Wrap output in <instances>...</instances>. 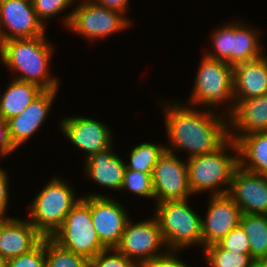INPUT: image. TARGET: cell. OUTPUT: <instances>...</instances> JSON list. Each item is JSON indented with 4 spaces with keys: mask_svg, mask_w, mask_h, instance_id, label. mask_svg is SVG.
<instances>
[{
    "mask_svg": "<svg viewBox=\"0 0 267 267\" xmlns=\"http://www.w3.org/2000/svg\"><path fill=\"white\" fill-rule=\"evenodd\" d=\"M8 174L2 168H0V220L12 219V217L6 216V210L9 199V186H8Z\"/></svg>",
    "mask_w": 267,
    "mask_h": 267,
    "instance_id": "836d02e7",
    "label": "cell"
},
{
    "mask_svg": "<svg viewBox=\"0 0 267 267\" xmlns=\"http://www.w3.org/2000/svg\"><path fill=\"white\" fill-rule=\"evenodd\" d=\"M208 204L205 219H201L202 248L216 244L240 226L242 217V211L228 194L211 196Z\"/></svg>",
    "mask_w": 267,
    "mask_h": 267,
    "instance_id": "9a60e30c",
    "label": "cell"
},
{
    "mask_svg": "<svg viewBox=\"0 0 267 267\" xmlns=\"http://www.w3.org/2000/svg\"><path fill=\"white\" fill-rule=\"evenodd\" d=\"M234 101L235 109L228 116L230 139L237 142L242 136L267 131V94Z\"/></svg>",
    "mask_w": 267,
    "mask_h": 267,
    "instance_id": "ac0fdd59",
    "label": "cell"
},
{
    "mask_svg": "<svg viewBox=\"0 0 267 267\" xmlns=\"http://www.w3.org/2000/svg\"><path fill=\"white\" fill-rule=\"evenodd\" d=\"M90 267H139L133 260L121 254L116 248L99 252L90 259Z\"/></svg>",
    "mask_w": 267,
    "mask_h": 267,
    "instance_id": "f546056e",
    "label": "cell"
},
{
    "mask_svg": "<svg viewBox=\"0 0 267 267\" xmlns=\"http://www.w3.org/2000/svg\"><path fill=\"white\" fill-rule=\"evenodd\" d=\"M45 267H90V259L60 247L45 237Z\"/></svg>",
    "mask_w": 267,
    "mask_h": 267,
    "instance_id": "484cf974",
    "label": "cell"
},
{
    "mask_svg": "<svg viewBox=\"0 0 267 267\" xmlns=\"http://www.w3.org/2000/svg\"><path fill=\"white\" fill-rule=\"evenodd\" d=\"M76 0H32L37 18L44 24L47 20L65 12L69 6H74Z\"/></svg>",
    "mask_w": 267,
    "mask_h": 267,
    "instance_id": "f1b7e54d",
    "label": "cell"
},
{
    "mask_svg": "<svg viewBox=\"0 0 267 267\" xmlns=\"http://www.w3.org/2000/svg\"><path fill=\"white\" fill-rule=\"evenodd\" d=\"M217 244L225 250L234 251L236 253H250V245L248 236L245 234L241 226L232 229Z\"/></svg>",
    "mask_w": 267,
    "mask_h": 267,
    "instance_id": "1f68e13d",
    "label": "cell"
},
{
    "mask_svg": "<svg viewBox=\"0 0 267 267\" xmlns=\"http://www.w3.org/2000/svg\"><path fill=\"white\" fill-rule=\"evenodd\" d=\"M0 94V114L6 119L21 114L44 90L36 84L13 79Z\"/></svg>",
    "mask_w": 267,
    "mask_h": 267,
    "instance_id": "7402d4cb",
    "label": "cell"
},
{
    "mask_svg": "<svg viewBox=\"0 0 267 267\" xmlns=\"http://www.w3.org/2000/svg\"><path fill=\"white\" fill-rule=\"evenodd\" d=\"M112 147L98 152L85 160V177L103 188L104 186L113 190H120L124 173L126 170L125 162L112 151Z\"/></svg>",
    "mask_w": 267,
    "mask_h": 267,
    "instance_id": "44dd1931",
    "label": "cell"
},
{
    "mask_svg": "<svg viewBox=\"0 0 267 267\" xmlns=\"http://www.w3.org/2000/svg\"><path fill=\"white\" fill-rule=\"evenodd\" d=\"M156 204L167 200H184L192 196L187 163L165 150L152 173Z\"/></svg>",
    "mask_w": 267,
    "mask_h": 267,
    "instance_id": "8fae6325",
    "label": "cell"
},
{
    "mask_svg": "<svg viewBox=\"0 0 267 267\" xmlns=\"http://www.w3.org/2000/svg\"><path fill=\"white\" fill-rule=\"evenodd\" d=\"M153 218L126 224L120 243L116 249L127 258L133 260L138 266L143 262L151 260L156 256L165 254L168 249L163 251L166 243L163 239L158 221ZM162 251L159 252V250Z\"/></svg>",
    "mask_w": 267,
    "mask_h": 267,
    "instance_id": "30bf717a",
    "label": "cell"
},
{
    "mask_svg": "<svg viewBox=\"0 0 267 267\" xmlns=\"http://www.w3.org/2000/svg\"><path fill=\"white\" fill-rule=\"evenodd\" d=\"M62 134L83 153L85 160L98 152L111 147V129L103 122L88 117H66L60 121Z\"/></svg>",
    "mask_w": 267,
    "mask_h": 267,
    "instance_id": "5bb4252c",
    "label": "cell"
},
{
    "mask_svg": "<svg viewBox=\"0 0 267 267\" xmlns=\"http://www.w3.org/2000/svg\"><path fill=\"white\" fill-rule=\"evenodd\" d=\"M234 100H245L267 94V57L237 63L233 66Z\"/></svg>",
    "mask_w": 267,
    "mask_h": 267,
    "instance_id": "ffe728a7",
    "label": "cell"
},
{
    "mask_svg": "<svg viewBox=\"0 0 267 267\" xmlns=\"http://www.w3.org/2000/svg\"><path fill=\"white\" fill-rule=\"evenodd\" d=\"M59 89L44 90L21 114L7 120L9 136L18 149L44 124Z\"/></svg>",
    "mask_w": 267,
    "mask_h": 267,
    "instance_id": "e0dca14e",
    "label": "cell"
},
{
    "mask_svg": "<svg viewBox=\"0 0 267 267\" xmlns=\"http://www.w3.org/2000/svg\"><path fill=\"white\" fill-rule=\"evenodd\" d=\"M236 144L239 166L252 173L267 175V131L242 136Z\"/></svg>",
    "mask_w": 267,
    "mask_h": 267,
    "instance_id": "603a6c76",
    "label": "cell"
},
{
    "mask_svg": "<svg viewBox=\"0 0 267 267\" xmlns=\"http://www.w3.org/2000/svg\"><path fill=\"white\" fill-rule=\"evenodd\" d=\"M45 36L3 41L0 60L13 73H21L14 79L36 84L43 90L59 89L58 79L49 71L53 49Z\"/></svg>",
    "mask_w": 267,
    "mask_h": 267,
    "instance_id": "7a4b0ae2",
    "label": "cell"
},
{
    "mask_svg": "<svg viewBox=\"0 0 267 267\" xmlns=\"http://www.w3.org/2000/svg\"><path fill=\"white\" fill-rule=\"evenodd\" d=\"M165 150V145L150 142L136 145L130 152V161L125 164L126 169L153 173L154 166Z\"/></svg>",
    "mask_w": 267,
    "mask_h": 267,
    "instance_id": "d4e9b609",
    "label": "cell"
},
{
    "mask_svg": "<svg viewBox=\"0 0 267 267\" xmlns=\"http://www.w3.org/2000/svg\"><path fill=\"white\" fill-rule=\"evenodd\" d=\"M251 267H267V264L263 260H254Z\"/></svg>",
    "mask_w": 267,
    "mask_h": 267,
    "instance_id": "8d00e7d4",
    "label": "cell"
},
{
    "mask_svg": "<svg viewBox=\"0 0 267 267\" xmlns=\"http://www.w3.org/2000/svg\"><path fill=\"white\" fill-rule=\"evenodd\" d=\"M154 217L158 221L166 249L178 250L202 246L201 217L188 200H167L155 204Z\"/></svg>",
    "mask_w": 267,
    "mask_h": 267,
    "instance_id": "277c9868",
    "label": "cell"
},
{
    "mask_svg": "<svg viewBox=\"0 0 267 267\" xmlns=\"http://www.w3.org/2000/svg\"><path fill=\"white\" fill-rule=\"evenodd\" d=\"M164 104V124L170 140L166 150L169 152L186 151V158L209 154L217 151L230 139L228 116L219 117L212 109L197 110L196 106H187L186 103Z\"/></svg>",
    "mask_w": 267,
    "mask_h": 267,
    "instance_id": "6da1fadb",
    "label": "cell"
},
{
    "mask_svg": "<svg viewBox=\"0 0 267 267\" xmlns=\"http://www.w3.org/2000/svg\"><path fill=\"white\" fill-rule=\"evenodd\" d=\"M230 150H233L235 156L229 154ZM186 163L189 187L193 195L208 190L211 196L225 195L228 193L233 174L239 167L237 144L229 139L217 151L190 157Z\"/></svg>",
    "mask_w": 267,
    "mask_h": 267,
    "instance_id": "3957f363",
    "label": "cell"
},
{
    "mask_svg": "<svg viewBox=\"0 0 267 267\" xmlns=\"http://www.w3.org/2000/svg\"><path fill=\"white\" fill-rule=\"evenodd\" d=\"M86 196H90L91 220L99 240L106 249L116 248L130 220L128 213L112 197L96 193Z\"/></svg>",
    "mask_w": 267,
    "mask_h": 267,
    "instance_id": "7c38bea8",
    "label": "cell"
},
{
    "mask_svg": "<svg viewBox=\"0 0 267 267\" xmlns=\"http://www.w3.org/2000/svg\"><path fill=\"white\" fill-rule=\"evenodd\" d=\"M50 238L60 247L88 259L106 249L91 220L90 196L81 197Z\"/></svg>",
    "mask_w": 267,
    "mask_h": 267,
    "instance_id": "52a82bcc",
    "label": "cell"
},
{
    "mask_svg": "<svg viewBox=\"0 0 267 267\" xmlns=\"http://www.w3.org/2000/svg\"><path fill=\"white\" fill-rule=\"evenodd\" d=\"M43 238L28 218L0 220V255L7 260L31 251Z\"/></svg>",
    "mask_w": 267,
    "mask_h": 267,
    "instance_id": "d6986e66",
    "label": "cell"
},
{
    "mask_svg": "<svg viewBox=\"0 0 267 267\" xmlns=\"http://www.w3.org/2000/svg\"><path fill=\"white\" fill-rule=\"evenodd\" d=\"M120 190H128L140 197L155 199L152 173L126 169Z\"/></svg>",
    "mask_w": 267,
    "mask_h": 267,
    "instance_id": "83f0119b",
    "label": "cell"
},
{
    "mask_svg": "<svg viewBox=\"0 0 267 267\" xmlns=\"http://www.w3.org/2000/svg\"><path fill=\"white\" fill-rule=\"evenodd\" d=\"M192 88L190 103L187 105H208L215 110V107L229 102L226 114L229 116L234 111L233 65L204 54Z\"/></svg>",
    "mask_w": 267,
    "mask_h": 267,
    "instance_id": "8992f818",
    "label": "cell"
},
{
    "mask_svg": "<svg viewBox=\"0 0 267 267\" xmlns=\"http://www.w3.org/2000/svg\"><path fill=\"white\" fill-rule=\"evenodd\" d=\"M15 150L16 148L13 146L9 136L7 120L0 114V156L7 157Z\"/></svg>",
    "mask_w": 267,
    "mask_h": 267,
    "instance_id": "e575fe53",
    "label": "cell"
},
{
    "mask_svg": "<svg viewBox=\"0 0 267 267\" xmlns=\"http://www.w3.org/2000/svg\"><path fill=\"white\" fill-rule=\"evenodd\" d=\"M209 267H251L254 259L250 253H236L222 249L217 243L204 247Z\"/></svg>",
    "mask_w": 267,
    "mask_h": 267,
    "instance_id": "4316f807",
    "label": "cell"
},
{
    "mask_svg": "<svg viewBox=\"0 0 267 267\" xmlns=\"http://www.w3.org/2000/svg\"><path fill=\"white\" fill-rule=\"evenodd\" d=\"M258 34L256 29L240 21L225 23L211 34L214 51L205 52V55L233 66L258 59L264 55Z\"/></svg>",
    "mask_w": 267,
    "mask_h": 267,
    "instance_id": "ba28073f",
    "label": "cell"
},
{
    "mask_svg": "<svg viewBox=\"0 0 267 267\" xmlns=\"http://www.w3.org/2000/svg\"><path fill=\"white\" fill-rule=\"evenodd\" d=\"M32 0H0V44L6 40L46 35Z\"/></svg>",
    "mask_w": 267,
    "mask_h": 267,
    "instance_id": "4fadbf2b",
    "label": "cell"
},
{
    "mask_svg": "<svg viewBox=\"0 0 267 267\" xmlns=\"http://www.w3.org/2000/svg\"><path fill=\"white\" fill-rule=\"evenodd\" d=\"M7 267H45V237L31 251L8 260Z\"/></svg>",
    "mask_w": 267,
    "mask_h": 267,
    "instance_id": "4dcf8cb0",
    "label": "cell"
},
{
    "mask_svg": "<svg viewBox=\"0 0 267 267\" xmlns=\"http://www.w3.org/2000/svg\"><path fill=\"white\" fill-rule=\"evenodd\" d=\"M227 194L242 214H267V175L252 173L239 166Z\"/></svg>",
    "mask_w": 267,
    "mask_h": 267,
    "instance_id": "2e32d148",
    "label": "cell"
},
{
    "mask_svg": "<svg viewBox=\"0 0 267 267\" xmlns=\"http://www.w3.org/2000/svg\"><path fill=\"white\" fill-rule=\"evenodd\" d=\"M240 226L248 236L252 258L263 260L267 256V214H242Z\"/></svg>",
    "mask_w": 267,
    "mask_h": 267,
    "instance_id": "cb8c5ba5",
    "label": "cell"
},
{
    "mask_svg": "<svg viewBox=\"0 0 267 267\" xmlns=\"http://www.w3.org/2000/svg\"><path fill=\"white\" fill-rule=\"evenodd\" d=\"M63 18L68 29L90 41L107 38L131 25V21L124 14L99 6L92 0H80Z\"/></svg>",
    "mask_w": 267,
    "mask_h": 267,
    "instance_id": "9c48e42d",
    "label": "cell"
},
{
    "mask_svg": "<svg viewBox=\"0 0 267 267\" xmlns=\"http://www.w3.org/2000/svg\"><path fill=\"white\" fill-rule=\"evenodd\" d=\"M263 261L267 264V256L263 259Z\"/></svg>",
    "mask_w": 267,
    "mask_h": 267,
    "instance_id": "f35d334b",
    "label": "cell"
},
{
    "mask_svg": "<svg viewBox=\"0 0 267 267\" xmlns=\"http://www.w3.org/2000/svg\"><path fill=\"white\" fill-rule=\"evenodd\" d=\"M177 252L178 250H168L165 254L143 262L139 267H190L177 257Z\"/></svg>",
    "mask_w": 267,
    "mask_h": 267,
    "instance_id": "d6a6232c",
    "label": "cell"
},
{
    "mask_svg": "<svg viewBox=\"0 0 267 267\" xmlns=\"http://www.w3.org/2000/svg\"><path fill=\"white\" fill-rule=\"evenodd\" d=\"M92 1L97 5L105 7L109 10L125 14V16L129 5V0H92Z\"/></svg>",
    "mask_w": 267,
    "mask_h": 267,
    "instance_id": "d590c367",
    "label": "cell"
},
{
    "mask_svg": "<svg viewBox=\"0 0 267 267\" xmlns=\"http://www.w3.org/2000/svg\"><path fill=\"white\" fill-rule=\"evenodd\" d=\"M8 260L0 255V267H7Z\"/></svg>",
    "mask_w": 267,
    "mask_h": 267,
    "instance_id": "74e56055",
    "label": "cell"
},
{
    "mask_svg": "<svg viewBox=\"0 0 267 267\" xmlns=\"http://www.w3.org/2000/svg\"><path fill=\"white\" fill-rule=\"evenodd\" d=\"M64 179L52 178L30 205L29 221L44 236L50 237L62 224L65 216L81 199Z\"/></svg>",
    "mask_w": 267,
    "mask_h": 267,
    "instance_id": "5b68a950",
    "label": "cell"
}]
</instances>
